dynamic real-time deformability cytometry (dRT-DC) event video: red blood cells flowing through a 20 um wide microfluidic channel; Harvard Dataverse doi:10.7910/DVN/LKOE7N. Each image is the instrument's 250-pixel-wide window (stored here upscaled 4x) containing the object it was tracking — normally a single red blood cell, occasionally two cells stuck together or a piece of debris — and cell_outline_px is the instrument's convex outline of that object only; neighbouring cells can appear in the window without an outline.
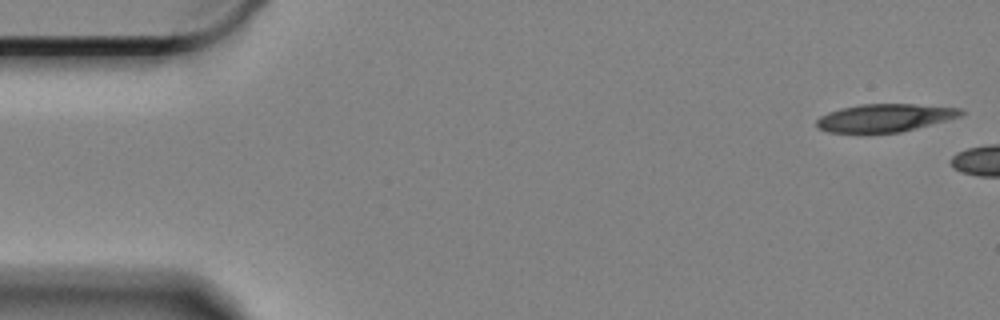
{"species": "Egyptian fruit bat (a non-hibernating species)", "species_latin": "Rousettus aegyptiacus", "temperature_condition": "cold", "stored_images_in_passage": 8, "camera_frame_rate_fps": 3000, "um_per_image_px": 0.085, "animal": {"sex": "female"}, "frame": {"image": 1, "passage_image": 1, "time_ms": 0.0, "image_size_px": [1000, 320], "cell_outline_px": [[964, 112], [960, 116], [916, 128], [900, 132], [828, 132], [820, 128], [816, 124], [816, 120], [820, 116], [828, 112], [840, 108], [860, 104], [912, 104], [960, 108]], "centroid_in_image_um": [75.17, 10.0], "position_along_channel_um": 9.8, "area_um2": 23.06}}